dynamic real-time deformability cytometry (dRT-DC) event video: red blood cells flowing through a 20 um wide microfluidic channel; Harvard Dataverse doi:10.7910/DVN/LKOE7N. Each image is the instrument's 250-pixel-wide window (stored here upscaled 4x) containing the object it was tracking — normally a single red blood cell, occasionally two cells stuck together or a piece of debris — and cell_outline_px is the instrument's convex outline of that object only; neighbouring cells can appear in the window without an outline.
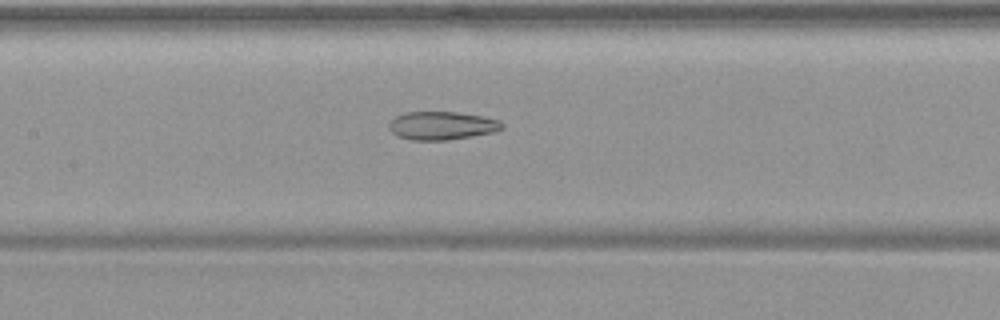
{"species": "common noctule bat (a hibernating species)", "species_latin": "Nyctalus noctula", "temperature_condition": "warm", "stored_images_in_passage": 55, "camera_frame_rate_fps": 3000, "um_per_image_px": 0.085, "animal": {"sex": "female", "body_mass_g": 19.9}, "frame": {"image": 1, "passage_image": 27, "time_ms": 8.667, "image_size_px": [1000, 320], "cell_outline_px": [[504, 128], [496, 132], [448, 140], [412, 140], [396, 136], [388, 128], [388, 124], [396, 116], [404, 112], [456, 112], [484, 116], [500, 120], [504, 124]], "centroid_in_image_um": [37.58, 10.68], "position_along_channel_um": 169.8, "area_um2": 18.84}}
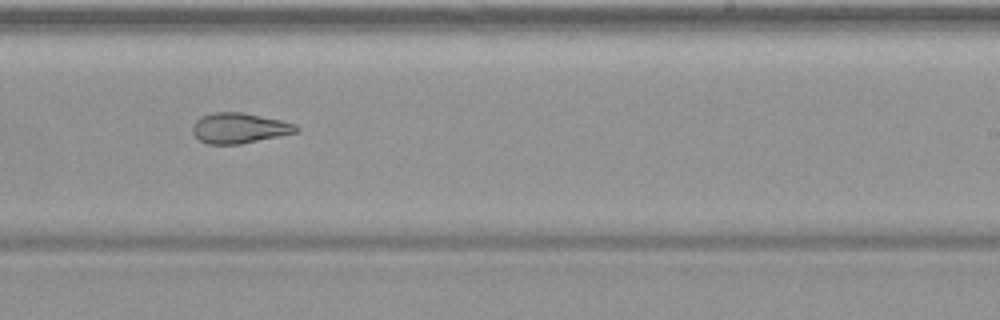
{"frame": {"image": 2, "passage_image": 35, "time_ms": 11.333, "image_size_px": [1000, 320], "cell_outline_px": [[300, 128], [296, 132], [240, 144], [208, 144], [200, 140], [192, 132], [192, 124], [200, 116], [212, 112], [244, 112], [280, 120], [296, 124]], "centroid_in_image_um": [20.3, 10.87], "position_along_channel_um": 268.7, "area_um2": 18.32}}
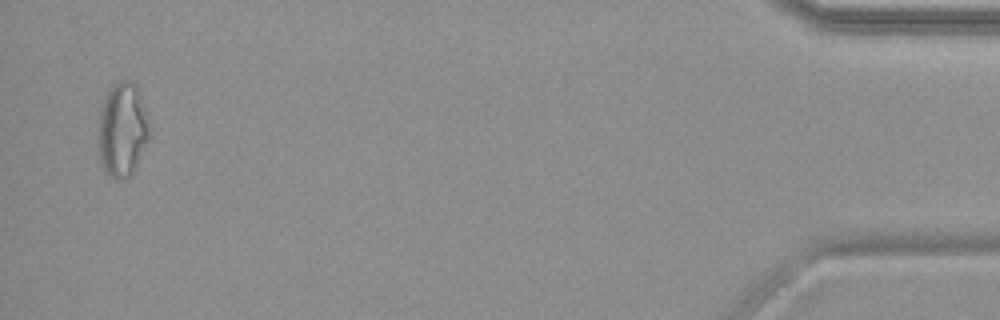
{"frame": {"image": 3, "passage_image": 54, "time_ms": 17.667, "image_size_px": [1000, 320], "cell_outline_px": [[152, 136], [136, 168], [124, 180], [116, 180], [108, 176], [100, 164], [96, 144], [96, 140], [100, 108], [112, 84], [120, 80], [132, 80], [136, 84], [140, 92], [148, 120]], "centroid_in_image_um": [10.39, 11.06], "position_along_channel_um": 424.8, "area_um2": 29.3}, "authors_computed_cell_mechanics": {"area_um2": 24.5072, "velocity_mm_per_s": 3.7201, "shape_relaxation_time_tau1_ms": null, "shape_relaxation_time_tau2_ms": 2.6654, "deformation_change_tau1": null, "deformation_change_tau2": 0.1039}}